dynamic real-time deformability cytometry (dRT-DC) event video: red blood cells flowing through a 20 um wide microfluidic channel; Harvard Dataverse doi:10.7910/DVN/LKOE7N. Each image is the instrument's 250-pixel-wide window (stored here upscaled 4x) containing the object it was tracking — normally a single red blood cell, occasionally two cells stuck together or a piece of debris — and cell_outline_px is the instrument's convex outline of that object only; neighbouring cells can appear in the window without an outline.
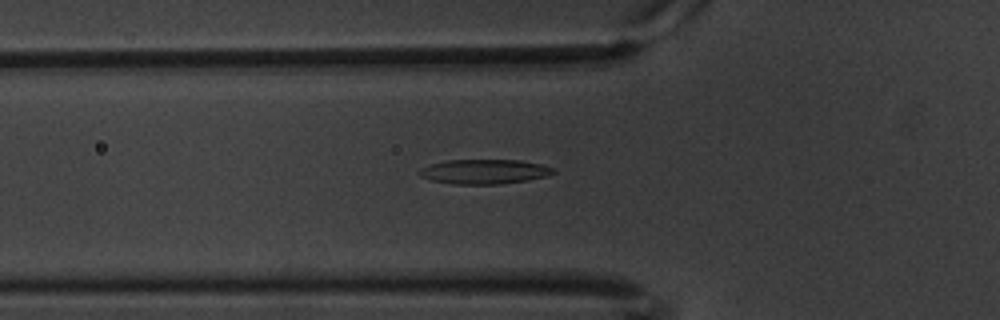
{"species": "common noctule bat (a hibernating species)", "species_latin": "Nyctalus noctula", "temperature_condition": "warm", "stored_images_in_passage": 59, "camera_frame_rate_fps": 3000, "um_per_image_px": 0.085, "animal": {"sex": "male", "body_mass_g": 20.1, "forearm_length_mm": 53.5}, "frame": {"image": 1, "passage_image": 20, "time_ms": 6.333, "image_size_px": [1000, 320], "cell_outline_px": [[556, 172], [548, 176], [528, 180], [500, 184], [456, 184], [432, 180], [420, 176], [416, 172], [420, 168], [432, 164], [448, 160], [520, 160], [540, 164], [552, 168]], "centroid_in_image_um": [41.16, 14.59], "position_along_channel_um": 84.6, "area_um2": 19.13}}
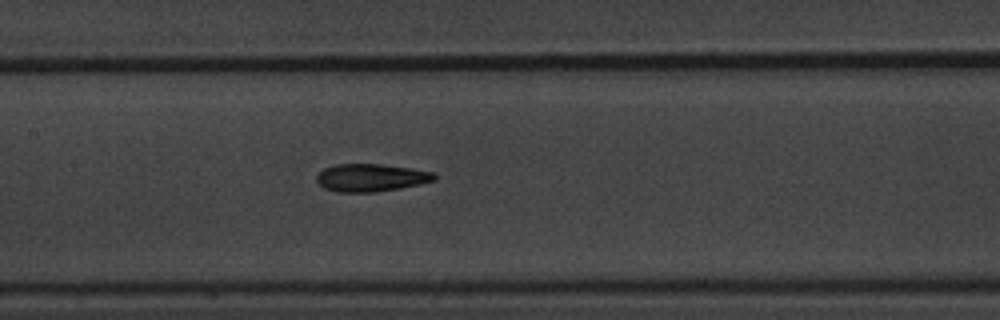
{"frame": {"image": 2, "passage_image": 28, "time_ms": 9.0, "image_size_px": [1000, 320], "cell_outline_px": [[436, 180], [420, 184], [400, 188], [376, 192], [336, 192], [324, 188], [316, 180], [316, 176], [324, 168], [336, 164], [380, 164], [412, 168], [436, 172]], "centroid_in_image_um": [31.56, 15.1], "position_along_channel_um": 175.8, "area_um2": 19.13}}
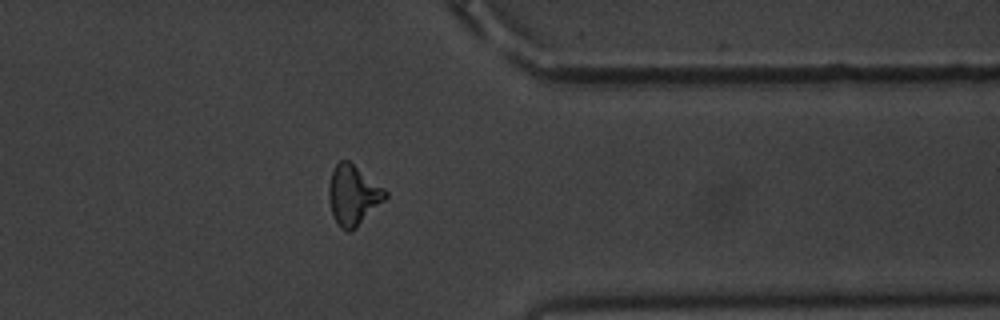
{"frame": {"image": 3, "passage_image": 47, "time_ms": 15.333, "image_size_px": [1000, 320], "cell_outline_px": [[388, 196], [356, 228], [348, 232], [340, 228], [332, 216], [328, 196], [328, 188], [332, 172], [336, 164], [340, 160], [348, 160], [384, 188], [388, 192]], "centroid_in_image_um": [30.0, 16.6], "position_along_channel_um": 381.4, "area_um2": 19.65}, "authors_computed_cell_mechanics": {"area_um2": 18.9584, "velocity_mm_per_s": 3.3806, "shape_relaxation_time_tau1_ms": 5.2013, "shape_relaxation_time_tau2_ms": 3.3508, "deformation_change_tau1": 0.1677, "deformation_change_tau2": 0.1168}}